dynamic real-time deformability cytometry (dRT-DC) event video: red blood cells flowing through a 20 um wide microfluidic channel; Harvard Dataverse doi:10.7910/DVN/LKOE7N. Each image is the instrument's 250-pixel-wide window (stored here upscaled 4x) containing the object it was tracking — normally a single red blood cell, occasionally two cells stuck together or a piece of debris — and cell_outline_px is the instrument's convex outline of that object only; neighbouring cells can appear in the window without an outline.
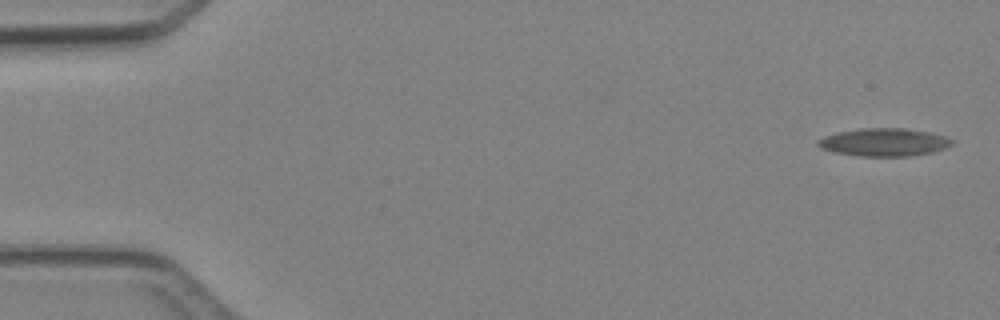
{"species": "Egyptian fruit bat (a non-hibernating species)", "species_latin": "Rousettus aegyptiacus", "temperature_condition": "cold", "stored_images_in_passage": 5, "camera_frame_rate_fps": 3000, "um_per_image_px": 0.085, "animal": {"sex": "female"}, "frame": {"image": 1, "passage_image": 1, "time_ms": 0.0, "image_size_px": [1000, 320], "cell_outline_px": [[952, 144], [944, 148], [932, 152], [912, 156], [860, 156], [836, 152], [820, 148], [816, 144], [816, 140], [836, 132], [860, 128], [904, 128], [928, 132], [944, 136], [952, 140]], "centroid_in_image_um": [75.11, 12.08], "position_along_channel_um": 9.9, "area_um2": 21.68}}
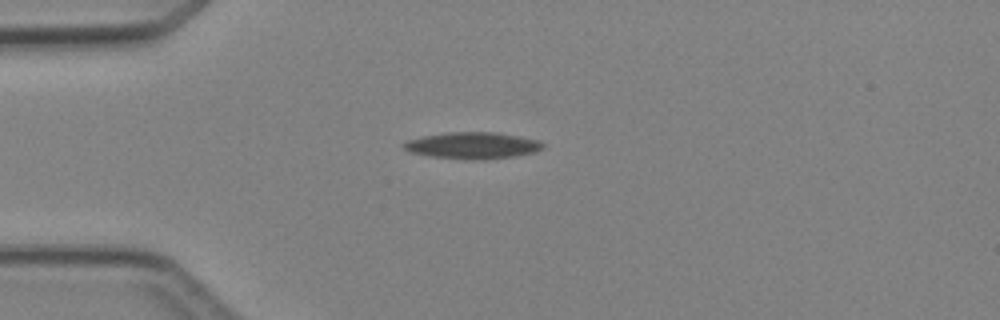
{"frame": {"image": 2, "passage_image": 4, "time_ms": 3.667, "image_size_px": [1000, 320], "cell_outline_px": [[544, 148], [536, 152], [516, 156], [484, 160], [476, 160], [428, 156], [412, 152], [404, 148], [404, 144], [408, 140], [424, 136], [444, 132], [496, 132], [520, 136], [536, 140], [544, 144]], "centroid_in_image_um": [40.22, 12.37], "position_along_channel_um": 44.8, "area_um2": 21.56}}